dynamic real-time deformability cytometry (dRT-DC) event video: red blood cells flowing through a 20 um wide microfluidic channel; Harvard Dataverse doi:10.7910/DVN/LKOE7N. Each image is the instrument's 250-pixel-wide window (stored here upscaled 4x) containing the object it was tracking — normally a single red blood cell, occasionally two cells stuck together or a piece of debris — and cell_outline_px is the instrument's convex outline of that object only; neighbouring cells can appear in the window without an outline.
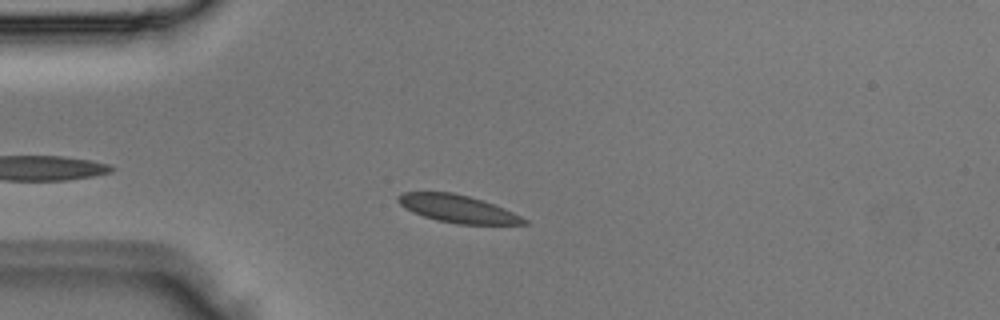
{"species": "Egyptian fruit bat (a non-hibernating species)", "species_latin": "Rousettus aegyptiacus", "temperature_condition": "room temperature", "stored_images_in_passage": 3, "camera_frame_rate_fps": 3000, "um_per_image_px": 0.085, "animal": {"sex": "male"}, "frame": {"image": 1, "passage_image": 3, "time_ms": 0.667, "image_size_px": [1000, 320], "cell_outline_px": [[528, 224], [456, 224], [436, 220], [412, 212], [404, 208], [396, 200], [396, 196], [404, 192], [452, 192], [468, 196], [504, 208], [528, 220]], "centroid_in_image_um": [38.86, 17.75], "position_along_channel_um": 46.1, "area_um2": 20.11}}